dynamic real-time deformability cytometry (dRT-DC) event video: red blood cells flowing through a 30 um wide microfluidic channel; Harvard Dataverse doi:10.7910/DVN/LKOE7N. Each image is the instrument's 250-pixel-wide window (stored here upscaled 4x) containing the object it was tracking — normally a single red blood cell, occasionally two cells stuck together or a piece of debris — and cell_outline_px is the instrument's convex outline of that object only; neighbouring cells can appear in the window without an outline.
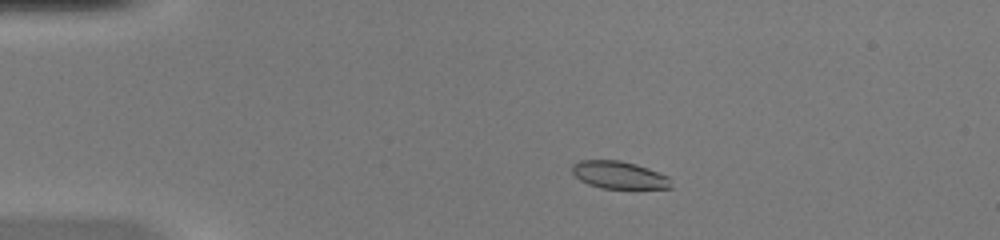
{"species": "common noctule bat (a hibernating species)", "species_latin": "Nyctalus noctula", "temperature_condition": "warm", "stored_images_in_passage": 47, "camera_frame_rate_fps": 3000, "um_per_image_px": 0.085, "animal": {"sex": "female", "body_mass_g": 20.0, "forearm_length_mm": 54.0}, "frame": {"image": 1, "passage_image": 7, "time_ms": 2.0, "image_size_px": [1000, 240], "cell_outline_px": [[672, 188], [600, 188], [588, 184], [580, 180], [572, 172], [572, 164], [580, 160], [620, 160], [636, 164], [648, 168], [668, 176]], "centroid_in_image_um": [52.59, 14.86], "position_along_channel_um": 32.4, "area_um2": 15.78}}
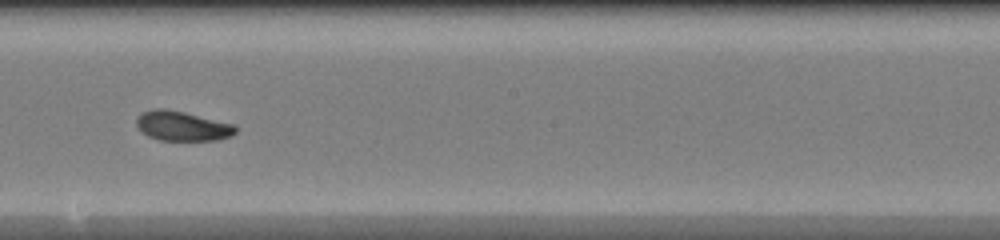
{"frame": {"image": 2, "passage_image": 26, "time_ms": 8.333, "image_size_px": [1000, 240], "cell_outline_px": [[236, 132], [232, 136], [216, 140], [160, 140], [148, 136], [140, 132], [136, 124], [136, 116], [140, 112], [152, 108], [164, 108], [184, 112], [236, 124]], "centroid_in_image_um": [15.46, 10.7], "position_along_channel_um": 232.7, "area_um2": 17.46}}
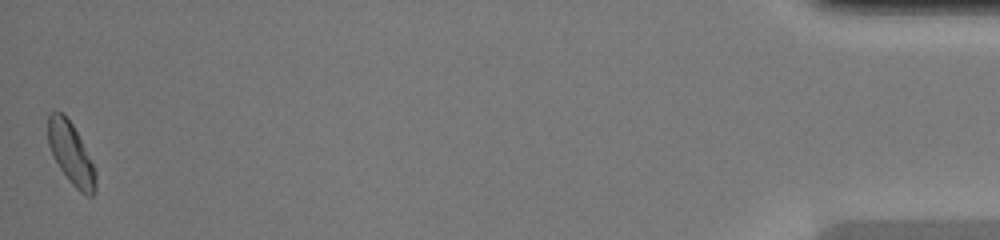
{"frame": {"image": 3, "passage_image": 47, "time_ms": 15.333, "image_size_px": [1000, 240], "cell_outline_px": [[96, 192], [92, 196], [88, 196], [80, 192], [72, 184], [60, 168], [48, 144], [48, 112], [64, 112], [72, 124], [96, 172]], "centroid_in_image_um": [6.03, 13.05], "position_along_channel_um": 429.2, "area_um2": 16.7}, "authors_computed_cell_mechanics": {"area_um2": 17.1088, "velocity_mm_per_s": 4.1132, "shape_relaxation_time_tau1_ms": null, "shape_relaxation_time_tau2_ms": 2.1759, "deformation_change_tau1": null, "deformation_change_tau2": 0.0751}}